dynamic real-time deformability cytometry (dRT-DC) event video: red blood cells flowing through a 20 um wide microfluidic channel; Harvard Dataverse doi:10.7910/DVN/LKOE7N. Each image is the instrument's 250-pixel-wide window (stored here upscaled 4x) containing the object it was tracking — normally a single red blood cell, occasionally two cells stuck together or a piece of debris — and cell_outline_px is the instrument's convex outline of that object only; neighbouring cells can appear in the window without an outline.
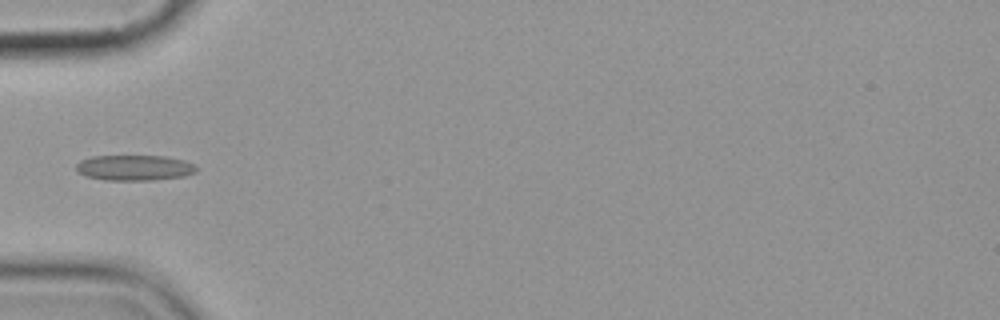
{"species": "common noctule bat (a hibernating species)", "species_latin": "Nyctalus noctula", "temperature_condition": "cold", "stored_images_in_passage": 3, "camera_frame_rate_fps": 3000, "um_per_image_px": 0.085, "animal": {"sex": "female", "body_mass_g": 19.9}, "frame": {"image": 1, "passage_image": 3, "time_ms": 2.333, "image_size_px": [1000, 320], "cell_outline_px": [[196, 172], [184, 176], [152, 180], [104, 180], [84, 176], [76, 168], [76, 164], [80, 160], [92, 156], [164, 156], [184, 160], [192, 164], [196, 168]], "centroid_in_image_um": [11.4, 14.26], "position_along_channel_um": 73.6, "area_um2": 17.8}}